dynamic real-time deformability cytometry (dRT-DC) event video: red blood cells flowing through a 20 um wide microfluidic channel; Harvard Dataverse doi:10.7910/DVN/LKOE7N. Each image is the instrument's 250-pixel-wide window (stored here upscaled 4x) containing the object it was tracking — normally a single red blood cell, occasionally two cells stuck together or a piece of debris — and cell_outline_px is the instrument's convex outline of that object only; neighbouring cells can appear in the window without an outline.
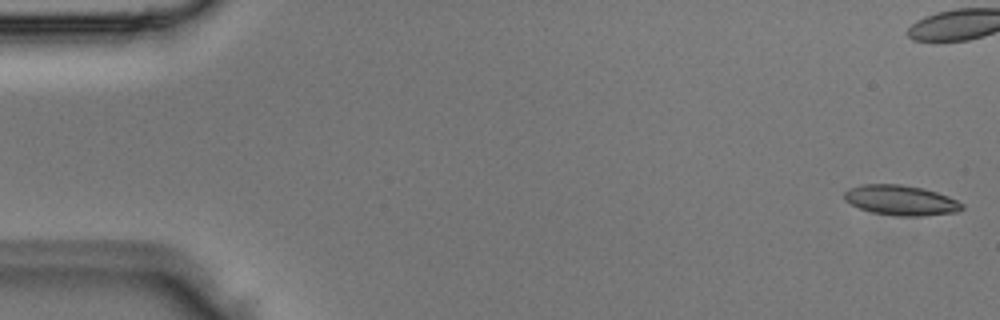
{"species": "Egyptian fruit bat (a non-hibernating species)", "species_latin": "Rousettus aegyptiacus", "temperature_condition": "room temperature", "stored_images_in_passage": 4, "camera_frame_rate_fps": 3000, "um_per_image_px": 0.085, "animal": {"sex": "male"}, "frame": {"image": 1, "passage_image": 1, "time_ms": 0.0, "image_size_px": [1000, 320], "cell_outline_px": [[964, 208], [956, 212], [920, 216], [896, 216], [872, 212], [860, 208], [844, 200], [844, 192], [848, 188], [860, 184], [900, 184], [924, 188], [948, 196], [964, 204]], "centroid_in_image_um": [76.56, 17.01], "position_along_channel_um": 8.4, "area_um2": 20.69}}